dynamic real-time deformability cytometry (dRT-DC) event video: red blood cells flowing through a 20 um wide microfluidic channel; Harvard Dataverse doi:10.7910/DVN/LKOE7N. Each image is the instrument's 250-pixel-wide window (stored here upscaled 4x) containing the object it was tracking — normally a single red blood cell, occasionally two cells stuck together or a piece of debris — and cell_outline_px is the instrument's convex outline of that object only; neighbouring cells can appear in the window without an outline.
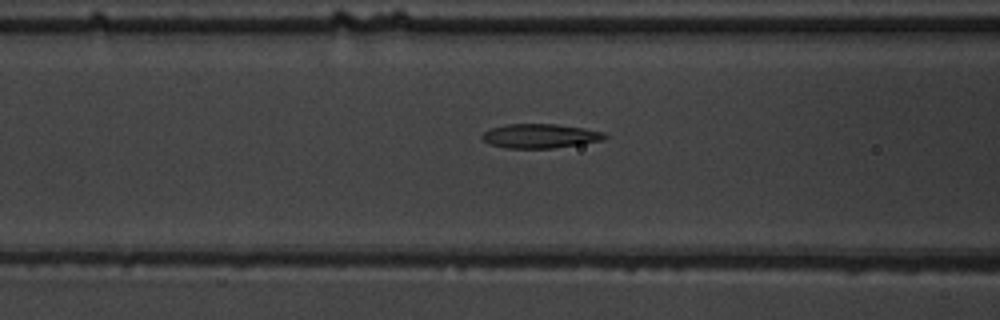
{"species": "common noctule bat (a hibernating species)", "species_latin": "Nyctalus noctula", "temperature_condition": "warm", "stored_images_in_passage": 41, "camera_frame_rate_fps": 3000, "um_per_image_px": 0.085, "animal": {"sex": "male", "body_mass_g": 19.5, "forearm_length_mm": 54.6}, "frame": {"image": 1, "passage_image": 18, "time_ms": 5.667, "image_size_px": [1000, 320], "cell_outline_px": [[608, 136], [604, 140], [580, 144], [552, 148], [504, 148], [492, 144], [484, 140], [480, 136], [484, 132], [492, 128], [508, 124], [556, 124], [584, 128], [604, 132]], "centroid_in_image_um": [45.94, 11.56], "position_along_channel_um": 120.7, "area_um2": 17.22}}
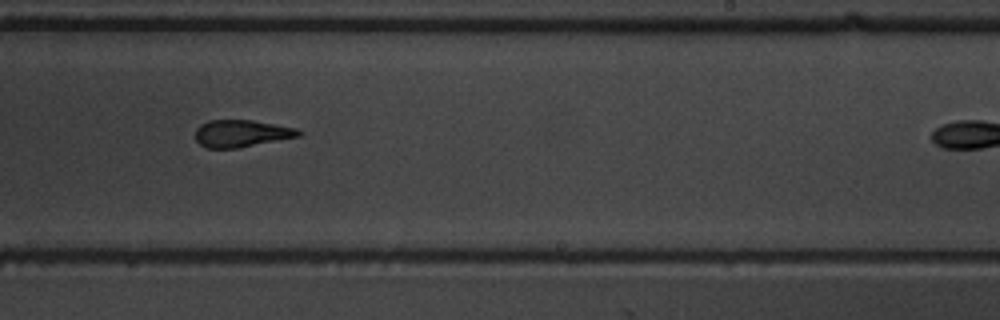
{"frame": {"image": 2, "passage_image": 30, "time_ms": 9.667, "image_size_px": [1000, 320], "cell_outline_px": [[304, 132], [300, 136], [236, 148], [208, 148], [200, 144], [196, 140], [196, 128], [200, 124], [208, 120], [252, 120], [296, 128]], "centroid_in_image_um": [20.51, 11.33], "position_along_channel_um": 268.5, "area_um2": 16.24}}
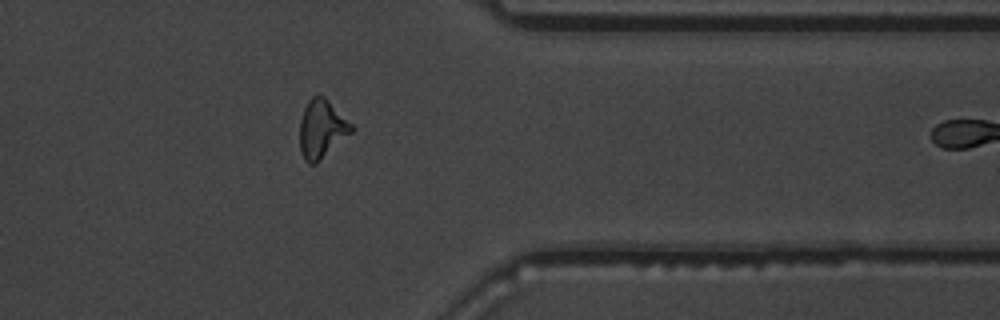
{"frame": {"image": 3, "passage_image": 40, "time_ms": 13.0, "image_size_px": [1000, 320], "cell_outline_px": [[356, 128], [352, 132], [316, 164], [308, 164], [304, 160], [300, 152], [300, 120], [304, 108], [308, 100], [312, 96], [324, 96]], "centroid_in_image_um": [27.34, 10.98], "position_along_channel_um": 384.1, "area_um2": 17.57}}